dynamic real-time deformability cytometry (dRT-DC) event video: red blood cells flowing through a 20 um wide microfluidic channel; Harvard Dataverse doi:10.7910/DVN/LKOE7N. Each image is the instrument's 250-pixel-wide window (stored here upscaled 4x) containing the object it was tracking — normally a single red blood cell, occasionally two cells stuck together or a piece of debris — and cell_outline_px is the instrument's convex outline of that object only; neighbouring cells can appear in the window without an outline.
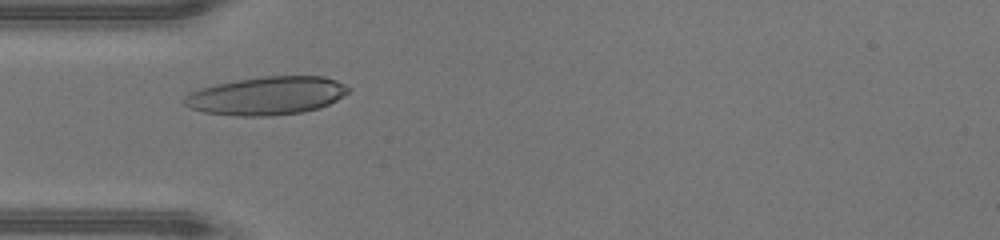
{"species": "human", "species_latin": "Homo sapiens", "temperature_condition": "warm", "stored_images_in_passage": 34, "camera_frame_rate_fps": 3000, "um_per_image_px": 0.085, "donor": {"sex": "male"}, "frame": {"image": 1, "passage_image": 9, "time_ms": 2.667, "image_size_px": [1000, 240], "cell_outline_px": [[352, 88], [348, 92], [336, 100], [320, 108], [304, 112], [268, 116], [240, 116], [204, 112], [192, 108], [184, 104], [184, 96], [200, 88], [216, 84], [236, 80], [264, 76], [324, 76], [336, 80]], "centroid_in_image_um": [22.7, 8.13], "position_along_channel_um": 62.3, "area_um2": 36.47}}
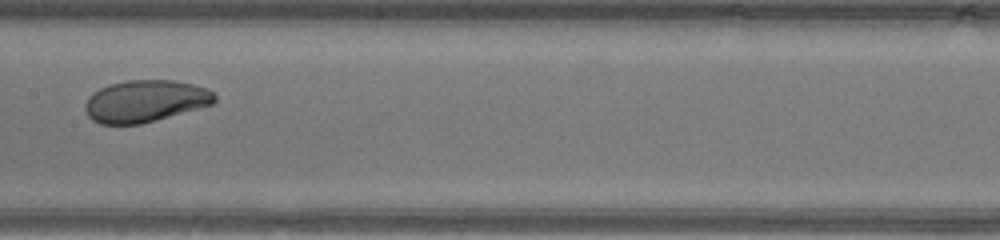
{"frame": {"image": 2, "passage_image": 18, "time_ms": 5.667, "image_size_px": [1000, 240], "cell_outline_px": [[216, 100], [212, 104], [140, 124], [100, 124], [92, 120], [88, 116], [84, 108], [84, 104], [88, 96], [92, 92], [108, 84], [128, 80], [172, 80], [192, 84], [208, 88], [216, 96]], "centroid_in_image_um": [12.3, 8.58], "position_along_channel_um": 195.1, "area_um2": 31.62}}
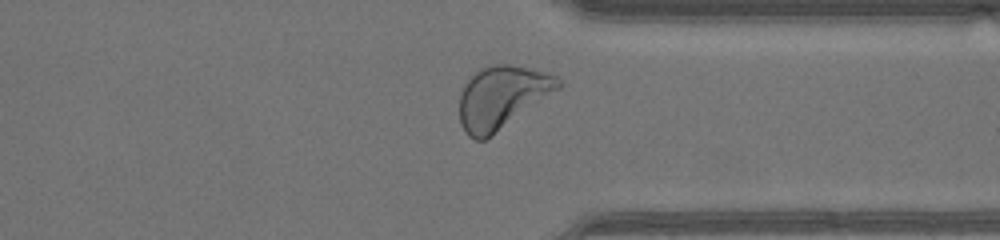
{"frame": {"image": 3, "passage_image": 30, "time_ms": 9.667, "image_size_px": [1000, 240], "cell_outline_px": [[564, 84], [560, 88], [484, 140], [476, 140], [468, 136], [464, 132], [460, 124], [460, 92], [464, 84], [480, 68], [492, 64], [508, 64], [548, 72], [556, 76]], "centroid_in_image_um": [42.64, 8.25], "position_along_channel_um": 368.8, "area_um2": 35.72}, "authors_computed_cell_mechanics": {"area_um2": 32.1368, "velocity_mm_per_s": 4.4033, "shape_relaxation_time_tau1_ms": 2.4824, "shape_relaxation_time_tau2_ms": 4.6424, "deformation_change_tau1": 0.1362, "deformation_change_tau2": 0.1204}}